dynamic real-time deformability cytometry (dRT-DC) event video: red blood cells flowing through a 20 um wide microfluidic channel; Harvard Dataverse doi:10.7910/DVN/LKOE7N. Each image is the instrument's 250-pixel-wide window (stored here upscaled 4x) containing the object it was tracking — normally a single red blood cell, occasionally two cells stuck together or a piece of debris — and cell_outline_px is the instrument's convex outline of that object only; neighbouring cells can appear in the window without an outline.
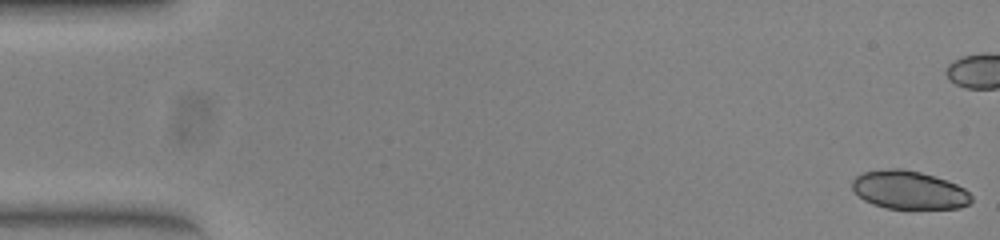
{"species": "common noctule bat (a hibernating species)", "species_latin": "Nyctalus noctula", "temperature_condition": "warm", "stored_images_in_passage": 53, "camera_frame_rate_fps": 3000, "um_per_image_px": 0.085, "animal": {"sex": "female", "body_mass_g": 23.0, "forearm_length_mm": 53.4}, "frame": {"image": 1, "passage_image": 1, "time_ms": 0.0, "image_size_px": [1000, 240], "cell_outline_px": [[972, 200], [968, 204], [960, 208], [888, 208], [872, 204], [864, 200], [852, 188], [852, 180], [856, 176], [864, 172], [892, 168], [900, 168], [920, 172], [956, 184], [964, 188], [972, 196]], "centroid_in_image_um": [77.26, 16.15], "position_along_channel_um": 7.7, "area_um2": 26.24}}
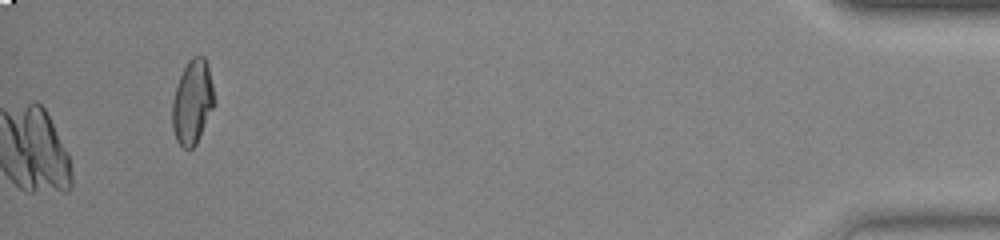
{"frame": {"image": 2, "passage_image": 53, "time_ms": 17.333, "image_size_px": [1000, 240], "cell_outline_px": [[216, 104], [196, 144], [192, 148], [184, 148], [176, 140], [172, 128], [172, 104], [176, 88], [180, 76], [188, 60], [192, 56], [204, 56], [208, 64], [216, 100]], "centroid_in_image_um": [16.38, 8.67], "position_along_channel_um": 418.8, "area_um2": 20.81}}